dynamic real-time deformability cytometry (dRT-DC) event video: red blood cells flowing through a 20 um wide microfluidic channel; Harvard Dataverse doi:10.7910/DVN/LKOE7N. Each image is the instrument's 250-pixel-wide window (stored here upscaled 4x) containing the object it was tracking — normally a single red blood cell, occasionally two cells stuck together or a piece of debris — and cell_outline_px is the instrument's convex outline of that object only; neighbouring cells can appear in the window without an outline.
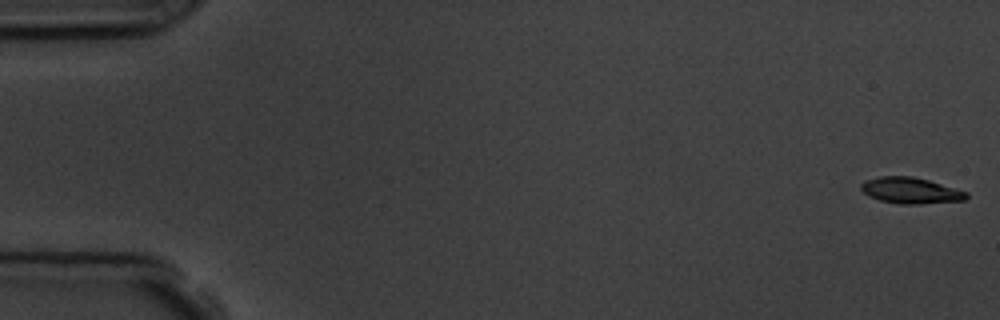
{"species": "common noctule bat (a hibernating species)", "species_latin": "Nyctalus noctula", "temperature_condition": "room temperature", "stored_images_in_passage": 10, "camera_frame_rate_fps": 3000, "um_per_image_px": 0.085, "animal": {"sex": "male", "body_mass_g": 19.5, "forearm_length_mm": 54.6}, "frame": {"image": 1, "passage_image": 1, "time_ms": 0.0, "image_size_px": [1000, 320], "cell_outline_px": [[968, 196], [964, 200], [920, 204], [896, 204], [880, 200], [868, 196], [860, 188], [860, 184], [864, 180], [880, 176], [912, 176], [928, 180], [968, 192]], "centroid_in_image_um": [77.37, 16.19], "position_along_channel_um": 7.6, "area_um2": 16.07}}
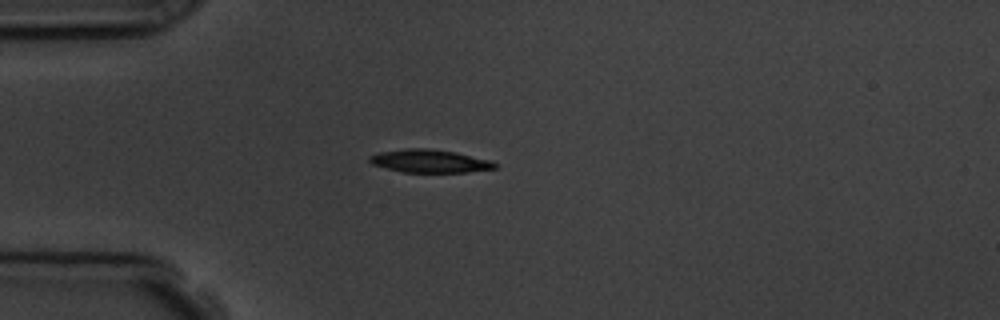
{"frame": {"image": 2, "passage_image": 9, "time_ms": 4.667, "image_size_px": [1000, 320], "cell_outline_px": [[500, 164], [496, 168], [468, 172], [404, 172], [372, 164], [368, 160], [368, 156], [380, 152], [408, 148], [428, 148], [456, 152], [492, 160]], "centroid_in_image_um": [36.58, 13.68], "position_along_channel_um": 48.4, "area_um2": 16.88}}